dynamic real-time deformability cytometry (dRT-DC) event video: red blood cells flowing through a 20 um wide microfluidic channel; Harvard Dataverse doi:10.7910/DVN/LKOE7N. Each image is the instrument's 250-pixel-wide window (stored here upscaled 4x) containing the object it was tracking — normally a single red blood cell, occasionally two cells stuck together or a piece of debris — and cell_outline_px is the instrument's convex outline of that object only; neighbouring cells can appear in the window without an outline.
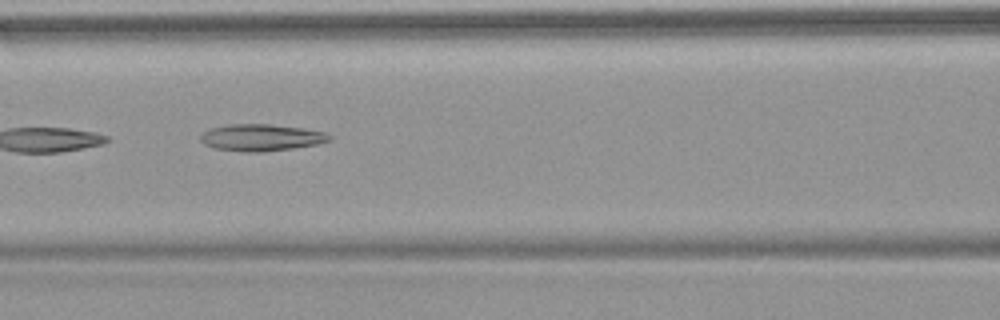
{"species": "common noctule bat (a hibernating species)", "species_latin": "Nyctalus noctula", "temperature_condition": "warm", "stored_images_in_passage": 5, "camera_frame_rate_fps": 3000, "um_per_image_px": 0.085, "animal": {"sex": "female", "body_mass_g": 18.4}, "frame": {"image": 1, "passage_image": 4, "time_ms": 3.333, "image_size_px": [1000, 320], "cell_outline_px": [[332, 140], [316, 144], [292, 148], [260, 152], [244, 152], [216, 148], [204, 144], [200, 140], [200, 136], [208, 128], [228, 124], [272, 124], [304, 128], [324, 132], [332, 136]], "centroid_in_image_um": [22.19, 11.68], "position_along_channel_um": 144.4, "area_um2": 20.17}}
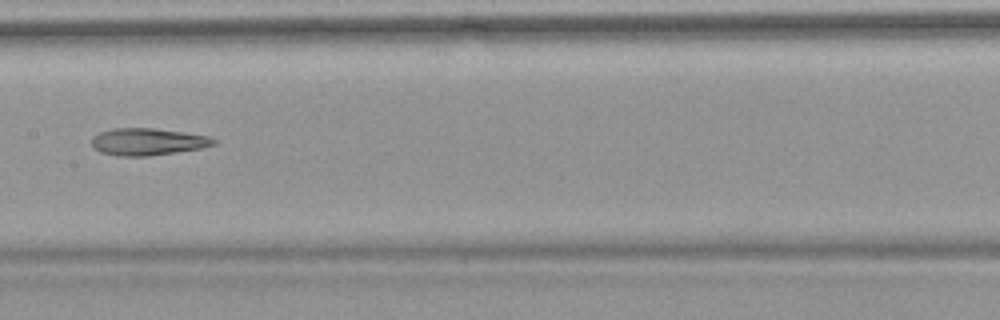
{"frame": {"image": 2, "passage_image": 5, "time_ms": 4.667, "image_size_px": [1000, 320], "cell_outline_px": [[216, 144], [200, 148], [148, 156], [116, 156], [100, 152], [92, 148], [92, 136], [100, 132], [112, 128], [152, 128], [184, 132], [208, 136], [216, 140]], "centroid_in_image_um": [12.5, 12.04], "position_along_channel_um": 194.9, "area_um2": 19.25}}